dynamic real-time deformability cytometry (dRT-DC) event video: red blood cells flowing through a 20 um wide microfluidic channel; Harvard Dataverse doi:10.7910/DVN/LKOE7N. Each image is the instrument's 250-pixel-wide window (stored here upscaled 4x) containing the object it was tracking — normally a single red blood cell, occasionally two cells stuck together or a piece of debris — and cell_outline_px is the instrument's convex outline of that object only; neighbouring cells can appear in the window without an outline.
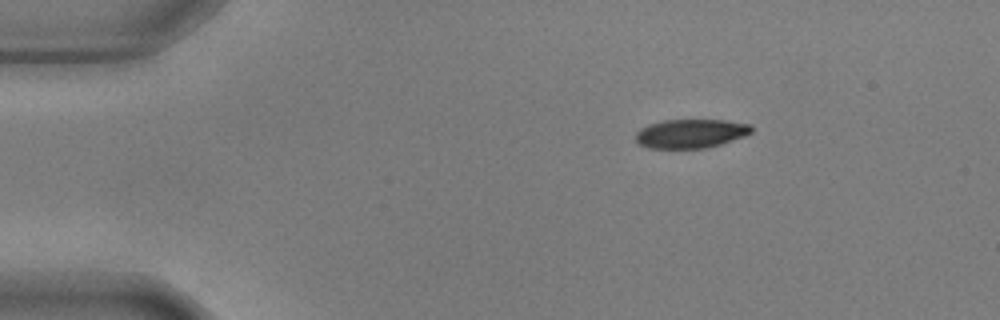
{"species": "common noctule bat (a hibernating species)", "species_latin": "Nyctalus noctula", "temperature_condition": "warm", "stored_images_in_passage": 5, "camera_frame_rate_fps": 3000, "um_per_image_px": 0.085, "animal": {"sex": "male", "body_mass_g": 17.9, "forearm_length_mm": 54.2}, "frame": {"image": 1, "passage_image": 1, "time_ms": 0.0, "image_size_px": [1000, 320], "cell_outline_px": [[752, 132], [744, 136], [720, 144], [704, 148], [648, 148], [640, 144], [636, 140], [636, 132], [640, 128], [648, 124], [664, 120], [724, 120], [752, 124]], "centroid_in_image_um": [58.71, 11.34], "position_along_channel_um": 26.3, "area_um2": 19.48}}